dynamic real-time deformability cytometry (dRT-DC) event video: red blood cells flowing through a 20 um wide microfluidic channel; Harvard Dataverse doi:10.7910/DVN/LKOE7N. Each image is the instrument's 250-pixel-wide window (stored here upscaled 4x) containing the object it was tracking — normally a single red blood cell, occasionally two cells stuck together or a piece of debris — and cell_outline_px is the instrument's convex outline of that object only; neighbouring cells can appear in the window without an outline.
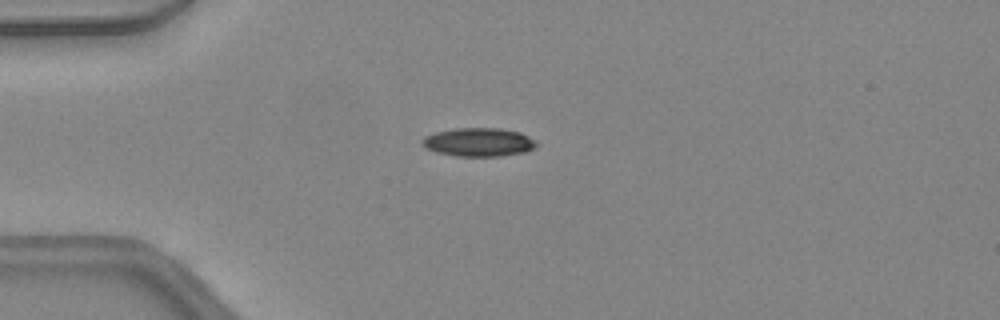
{"species": "common noctule bat (a hibernating species)", "species_latin": "Nyctalus noctula", "temperature_condition": "warm", "stored_images_in_passage": 47, "camera_frame_rate_fps": 3000, "um_per_image_px": 0.085, "animal": {"sex": "female", "body_mass_g": 24.6, "forearm_length_mm": 56.2}, "frame": {"image": 1, "passage_image": 13, "time_ms": 4.0, "image_size_px": [1000, 320], "cell_outline_px": [[540, 144], [536, 148], [524, 152], [500, 156], [456, 156], [436, 152], [424, 148], [420, 144], [420, 140], [424, 136], [436, 132], [456, 128], [500, 128], [520, 132], [536, 140]], "centroid_in_image_um": [40.68, 12.08], "position_along_channel_um": 44.3, "area_um2": 19.31}}
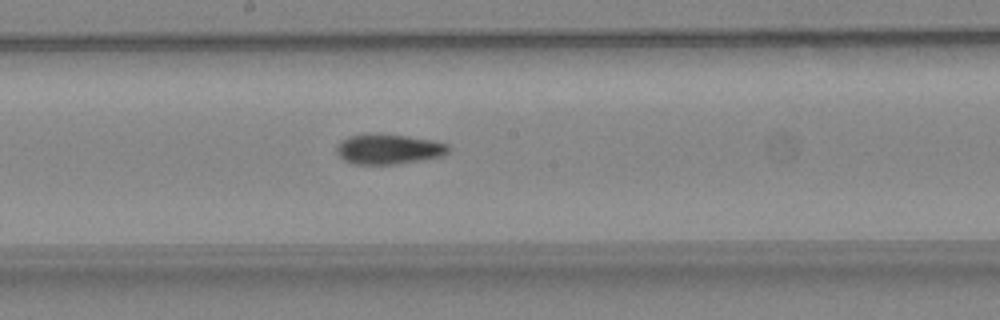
{"frame": {"image": 2, "passage_image": 26, "time_ms": 8.333, "image_size_px": [1000, 320], "cell_outline_px": [[452, 148], [448, 152], [440, 156], [420, 160], [396, 164], [356, 164], [344, 160], [336, 152], [336, 148], [340, 140], [348, 136], [372, 132], [408, 136], [436, 140], [448, 144]], "centroid_in_image_um": [33.03, 12.64], "position_along_channel_um": 215.2, "area_um2": 19.94}}
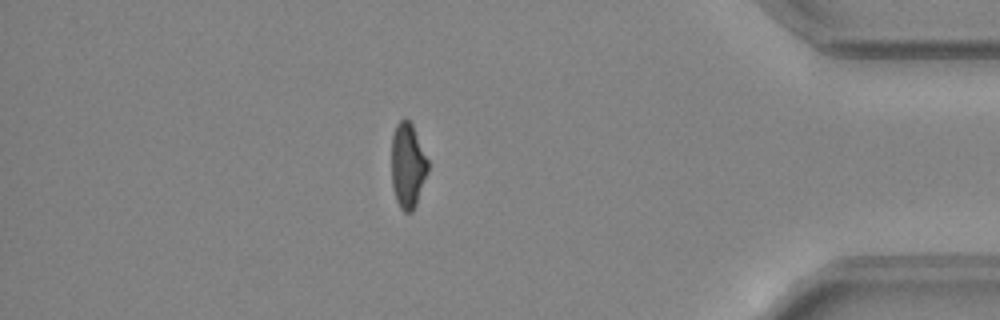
{"frame": {"image": 3, "passage_image": 41, "time_ms": 13.333, "image_size_px": [1000, 320], "cell_outline_px": [[428, 172], [416, 204], [412, 212], [404, 212], [400, 208], [396, 200], [392, 188], [392, 136], [396, 124], [404, 116], [412, 124], [428, 160]], "centroid_in_image_um": [34.65, 14.07], "position_along_channel_um": 400.6, "area_um2": 18.09}, "authors_computed_cell_mechanics": {"area_um2": 18.9584, "velocity_mm_per_s": 4.4646, "shape_relaxation_time_tau1_ms": null, "shape_relaxation_time_tau2_ms": 2.1466, "deformation_change_tau1": null, "deformation_change_tau2": 0.0947}}